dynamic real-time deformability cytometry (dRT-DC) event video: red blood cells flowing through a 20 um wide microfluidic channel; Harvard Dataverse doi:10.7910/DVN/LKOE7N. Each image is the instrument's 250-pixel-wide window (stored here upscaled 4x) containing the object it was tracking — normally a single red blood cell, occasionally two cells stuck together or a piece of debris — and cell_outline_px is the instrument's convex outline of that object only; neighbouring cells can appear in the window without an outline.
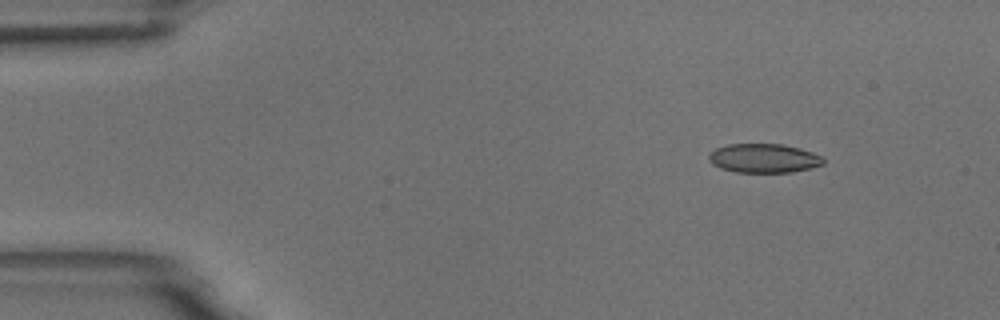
{"species": "common noctule bat (a hibernating species)", "species_latin": "Nyctalus noctula", "temperature_condition": "room temperature", "stored_images_in_passage": 6, "camera_frame_rate_fps": 3000, "um_per_image_px": 0.085, "animal": {"sex": "male", "body_mass_g": 18.8}, "frame": {"image": 1, "passage_image": 2, "time_ms": 1.0, "image_size_px": [1000, 320], "cell_outline_px": [[824, 164], [792, 172], [736, 172], [720, 168], [712, 164], [708, 160], [708, 156], [716, 148], [728, 144], [784, 144], [800, 148], [824, 156]], "centroid_in_image_um": [64.93, 13.44], "position_along_channel_um": 20.1, "area_um2": 19.42}}
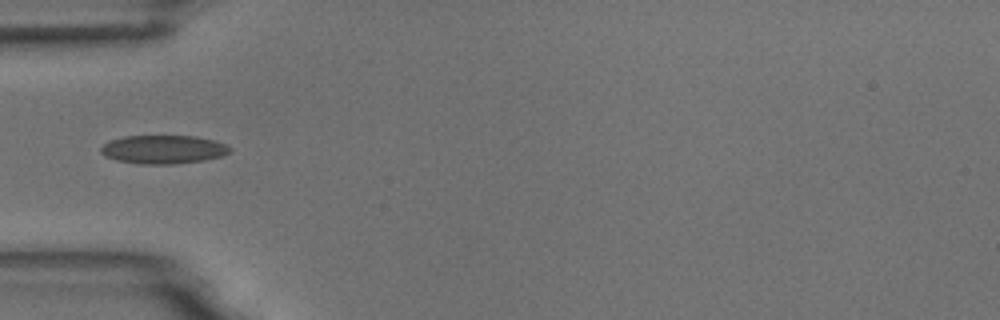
{"frame": {"image": 2, "passage_image": 5, "time_ms": 4.667, "image_size_px": [1000, 320], "cell_outline_px": [[232, 148], [224, 156], [204, 160], [172, 164], [140, 164], [116, 160], [104, 156], [100, 152], [100, 148], [104, 144], [112, 140], [124, 136], [196, 136], [212, 140], [224, 144]], "centroid_in_image_um": [13.87, 12.71], "position_along_channel_um": 71.1, "area_um2": 21.39}}